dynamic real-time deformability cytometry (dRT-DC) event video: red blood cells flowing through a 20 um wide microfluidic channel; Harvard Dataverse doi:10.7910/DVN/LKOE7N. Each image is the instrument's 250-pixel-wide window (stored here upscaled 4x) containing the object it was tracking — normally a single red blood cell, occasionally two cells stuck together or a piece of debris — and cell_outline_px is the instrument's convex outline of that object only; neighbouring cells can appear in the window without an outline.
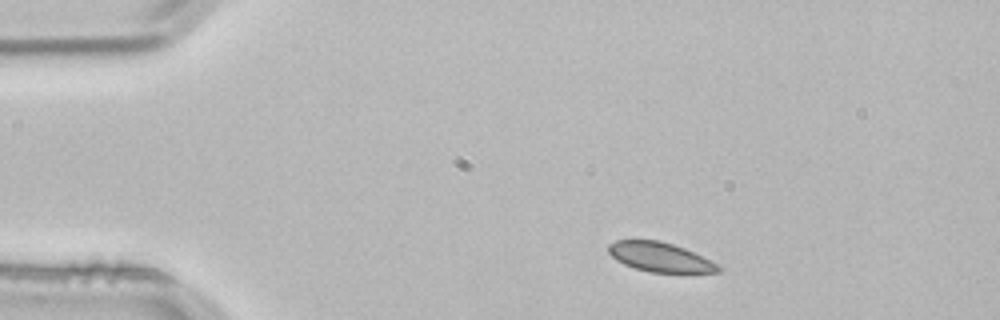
{"species": "common noctule bat (a hibernating species)", "species_latin": "Nyctalus noctula", "temperature_condition": "room temperature", "stored_images_in_passage": 2, "camera_frame_rate_fps": 3000, "um_per_image_px": 0.085, "animal": {"sex": "male", "body_mass_g": 21.5, "forearm_length_mm": 52.0}, "frame": {"image": 1, "passage_image": 1, "time_ms": 0.0, "image_size_px": [1000, 320], "cell_outline_px": [[724, 268], [720, 272], [648, 272], [624, 264], [616, 260], [608, 252], [608, 244], [616, 240], [660, 240], [684, 248], [720, 264]], "centroid_in_image_um": [56.12, 21.85], "position_along_channel_um": 28.9, "area_um2": 18.84}}